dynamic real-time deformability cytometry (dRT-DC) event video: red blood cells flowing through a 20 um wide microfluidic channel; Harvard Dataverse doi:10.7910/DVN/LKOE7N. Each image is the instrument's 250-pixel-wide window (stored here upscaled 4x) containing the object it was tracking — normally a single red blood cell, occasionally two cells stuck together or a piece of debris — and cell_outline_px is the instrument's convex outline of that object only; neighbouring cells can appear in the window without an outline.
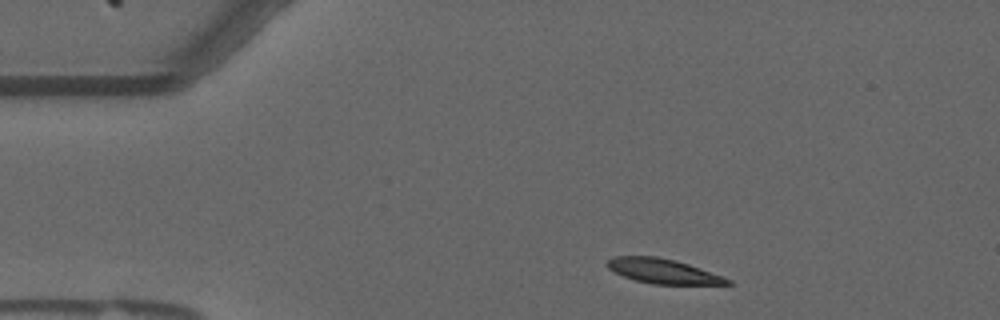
{"species": "common noctule bat (a hibernating species)", "species_latin": "Nyctalus noctula", "temperature_condition": "warm", "stored_images_in_passage": 47, "camera_frame_rate_fps": 3000, "um_per_image_px": 0.085, "animal": {"sex": "male", "forearm_length_mm": 52.5}, "frame": {"image": 1, "passage_image": 1, "time_ms": 0.0, "image_size_px": [1000, 320], "cell_outline_px": [[732, 284], [652, 284], [636, 280], [624, 276], [608, 268], [604, 264], [608, 260], [616, 256], [656, 256], [676, 260], [724, 276], [732, 280]], "centroid_in_image_um": [56.37, 23.04], "position_along_channel_um": 28.6, "area_um2": 17.22}}
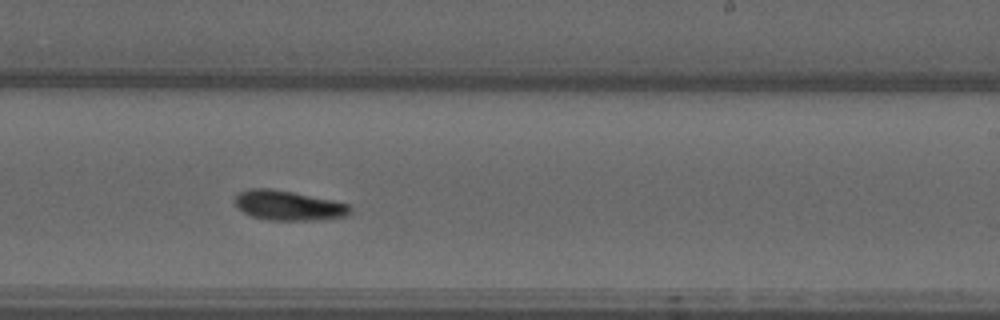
{"frame": {"image": 2, "passage_image": 25, "time_ms": 8.0, "image_size_px": [1000, 320], "cell_outline_px": [[352, 212], [348, 216], [320, 220], [268, 220], [252, 216], [244, 212], [236, 204], [236, 196], [240, 192], [252, 188], [268, 188], [292, 192], [332, 200], [348, 204], [352, 208]], "centroid_in_image_um": [24.57, 17.48], "position_along_channel_um": 264.4, "area_um2": 19.83}}
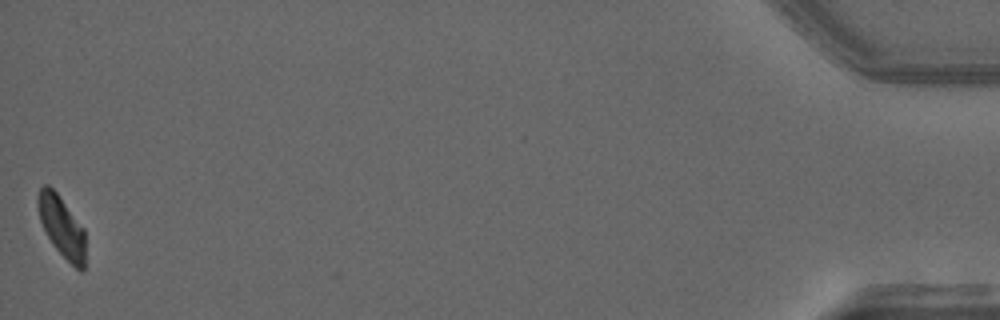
{"frame": {"image": 3, "passage_image": 47, "time_ms": 15.333, "image_size_px": [1000, 320], "cell_outline_px": [[84, 268], [80, 272], [56, 248], [48, 236], [40, 220], [36, 204], [36, 196], [40, 188], [44, 184], [48, 184], [56, 192], [84, 228]], "centroid_in_image_um": [5.22, 19.21], "position_along_channel_um": 430.0, "area_um2": 16.59}, "authors_computed_cell_mechanics": {"area_um2": 18.9584, "velocity_mm_per_s": 3.6453, "shape_relaxation_time_tau1_ms": 7.3902, "shape_relaxation_time_tau2_ms": 6.1967, "deformation_change_tau1": 0.2369, "deformation_change_tau2": 0.1182}}